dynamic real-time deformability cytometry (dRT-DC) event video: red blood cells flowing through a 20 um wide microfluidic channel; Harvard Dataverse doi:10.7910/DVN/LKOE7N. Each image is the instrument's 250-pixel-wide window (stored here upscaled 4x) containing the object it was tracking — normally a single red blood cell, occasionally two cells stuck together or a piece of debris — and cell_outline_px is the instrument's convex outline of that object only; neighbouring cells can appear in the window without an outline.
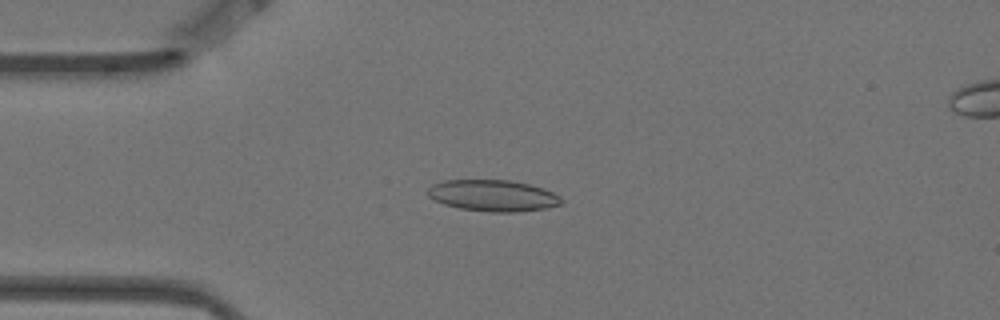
{"species": "Egyptian fruit bat (a non-hibernating species)", "species_latin": "Rousettus aegyptiacus", "temperature_condition": "warm", "stored_images_in_passage": 7, "camera_frame_rate_fps": 3000, "um_per_image_px": 0.085, "animal": {"sex": "female"}, "frame": {"image": 1, "passage_image": 4, "time_ms": 1.0, "image_size_px": [1000, 320], "cell_outline_px": [[564, 200], [560, 204], [548, 208], [516, 212], [488, 212], [460, 208], [444, 204], [428, 196], [428, 188], [432, 184], [444, 180], [512, 180], [544, 188], [560, 196]], "centroid_in_image_um": [41.92, 16.62], "position_along_channel_um": 43.1, "area_um2": 24.51}}
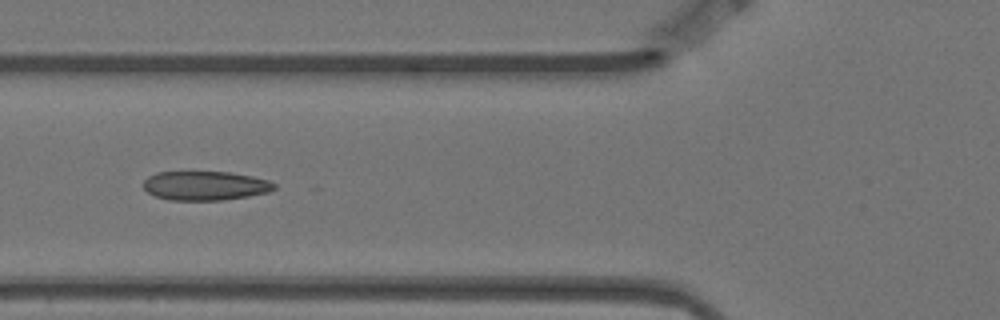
{"frame": {"image": 2, "passage_image": 6, "time_ms": 1.667, "image_size_px": [1000, 320], "cell_outline_px": [[276, 188], [268, 192], [248, 196], [220, 200], [168, 200], [156, 196], [148, 192], [144, 188], [144, 180], [148, 176], [156, 172], [228, 172], [252, 176], [268, 180], [276, 184]], "centroid_in_image_um": [17.44, 15.78], "position_along_channel_um": 108.4, "area_um2": 22.14}}
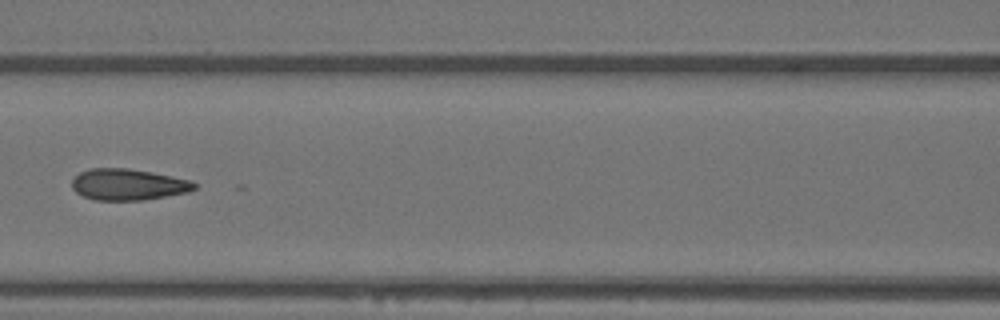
{"frame": {"image": 3, "passage_image": 7, "time_ms": 2.0, "image_size_px": [1000, 320], "cell_outline_px": [[196, 188], [188, 192], [144, 200], [96, 200], [84, 196], [76, 192], [72, 188], [72, 180], [80, 172], [92, 168], [128, 168], [152, 172], [192, 180], [196, 184]], "centroid_in_image_um": [10.91, 15.68], "position_along_channel_um": 155.7, "area_um2": 22.31}}